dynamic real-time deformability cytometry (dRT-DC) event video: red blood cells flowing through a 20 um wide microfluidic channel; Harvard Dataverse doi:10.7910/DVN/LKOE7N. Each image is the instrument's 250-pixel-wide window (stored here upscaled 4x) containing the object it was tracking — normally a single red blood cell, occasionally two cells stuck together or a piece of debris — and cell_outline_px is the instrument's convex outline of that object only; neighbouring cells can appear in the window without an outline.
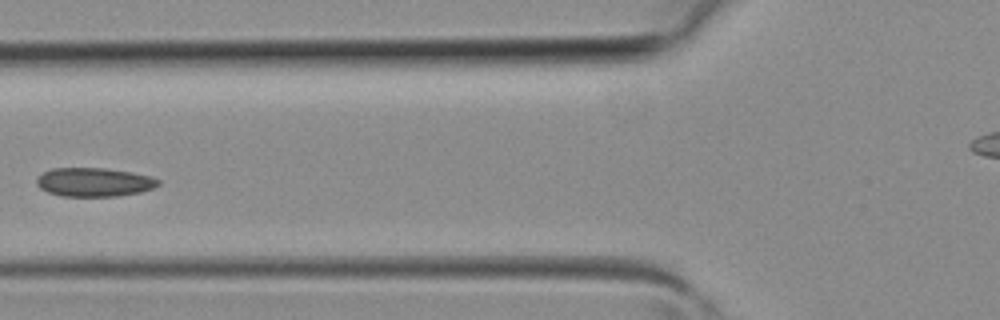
{"species": "common noctule bat (a hibernating species)", "species_latin": "Nyctalus noctula", "temperature_condition": "room temperature", "stored_images_in_passage": 4, "camera_frame_rate_fps": 3000, "um_per_image_px": 0.085, "animal": {"sex": "female", "body_mass_g": 19.3, "forearm_length_mm": 54.1}, "frame": {"image": 1, "passage_image": 3, "time_ms": 0.667, "image_size_px": [1000, 320], "cell_outline_px": [[160, 184], [152, 188], [140, 192], [116, 196], [60, 196], [48, 192], [40, 188], [36, 184], [36, 176], [52, 168], [104, 168], [132, 172], [152, 176], [160, 180]], "centroid_in_image_um": [7.99, 15.47], "position_along_channel_um": 117.8, "area_um2": 20.52}}